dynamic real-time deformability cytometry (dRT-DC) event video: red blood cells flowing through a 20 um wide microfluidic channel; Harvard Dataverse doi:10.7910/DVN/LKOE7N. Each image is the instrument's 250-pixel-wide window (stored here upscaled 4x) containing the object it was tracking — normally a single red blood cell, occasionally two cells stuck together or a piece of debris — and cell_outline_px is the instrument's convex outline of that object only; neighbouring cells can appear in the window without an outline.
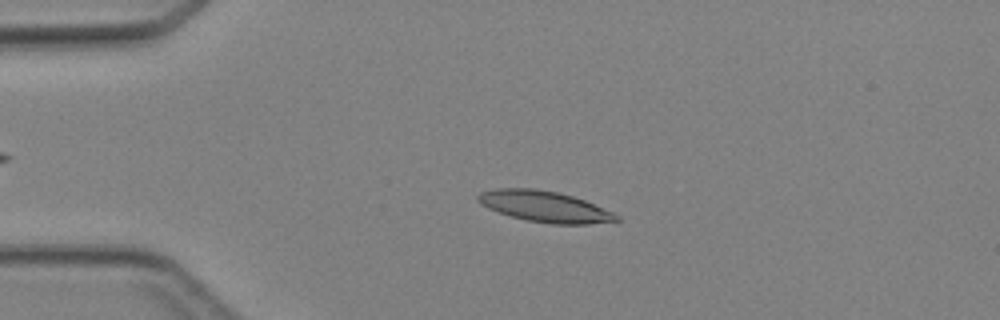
{"species": "Egyptian fruit bat (a non-hibernating species)", "species_latin": "Rousettus aegyptiacus", "temperature_condition": "cold", "stored_images_in_passage": 45, "camera_frame_rate_fps": 3000, "um_per_image_px": 0.085, "animal": {"sex": "female"}, "frame": {"image": 1, "passage_image": 10, "time_ms": 3.0, "image_size_px": [1000, 320], "cell_outline_px": [[620, 220], [588, 224], [552, 224], [528, 220], [512, 216], [488, 208], [480, 204], [476, 200], [476, 196], [480, 192], [496, 188], [536, 188], [556, 192], [572, 196], [584, 200], [612, 212], [620, 216]], "centroid_in_image_um": [46.26, 17.54], "position_along_channel_um": 38.7, "area_um2": 24.8}}
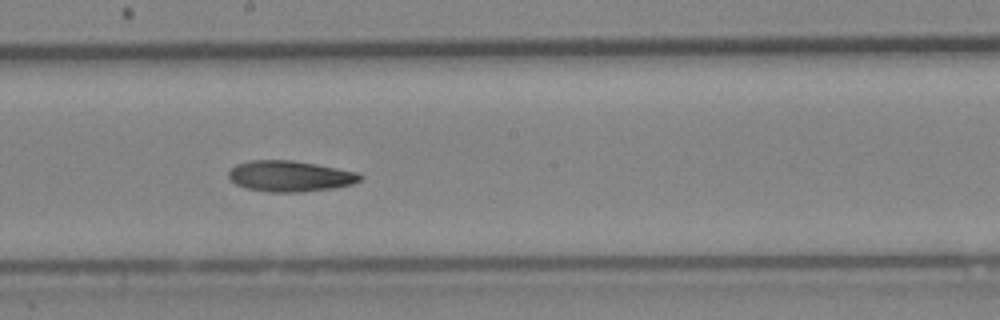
{"frame": {"image": 2, "passage_image": 25, "time_ms": 8.0, "image_size_px": [1000, 320], "cell_outline_px": [[364, 176], [360, 180], [352, 184], [336, 188], [300, 192], [268, 192], [244, 188], [236, 184], [228, 176], [228, 172], [236, 164], [248, 160], [292, 160], [316, 164], [360, 172]], "centroid_in_image_um": [24.67, 14.97], "position_along_channel_um": 223.5, "area_um2": 23.93}}
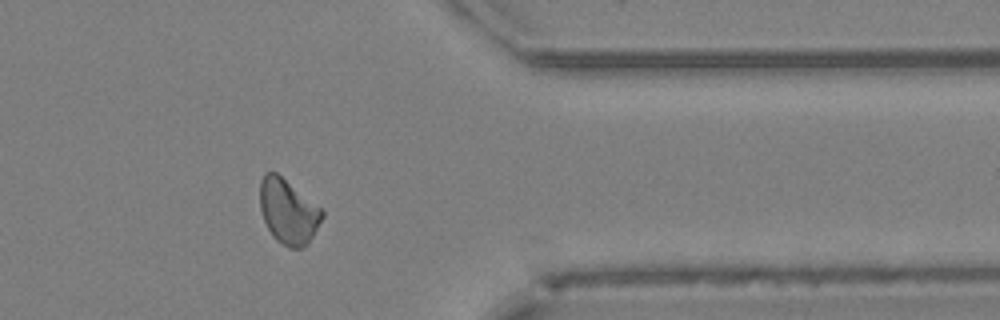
{"frame": {"image": 3, "passage_image": 37, "time_ms": 12.0, "image_size_px": [1000, 320], "cell_outline_px": [[324, 216], [308, 244], [304, 248], [288, 248], [276, 240], [272, 236], [264, 220], [260, 208], [260, 180], [264, 172], [276, 172], [320, 208], [324, 212]], "centroid_in_image_um": [24.48, 18.0], "position_along_channel_um": 386.9, "area_um2": 23.29}}